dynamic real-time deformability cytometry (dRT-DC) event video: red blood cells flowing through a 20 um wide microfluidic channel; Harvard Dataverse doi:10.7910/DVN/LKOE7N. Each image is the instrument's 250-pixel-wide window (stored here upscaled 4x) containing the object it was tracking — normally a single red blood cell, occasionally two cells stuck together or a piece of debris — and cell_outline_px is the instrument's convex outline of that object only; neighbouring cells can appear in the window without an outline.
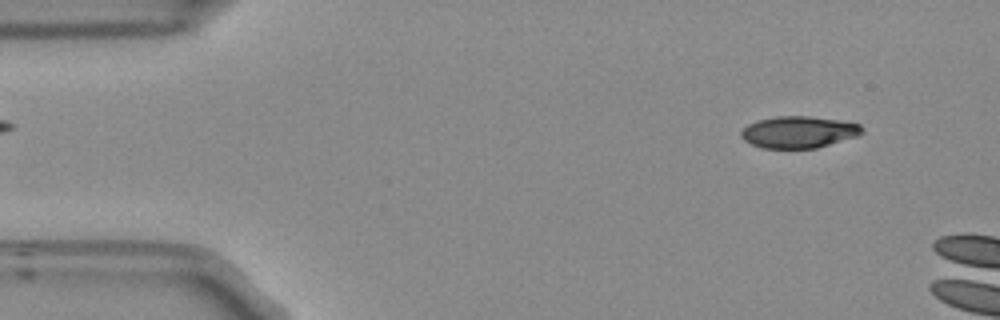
{"species": "Egyptian fruit bat (a non-hibernating species)", "species_latin": "Rousettus aegyptiacus", "temperature_condition": "room temperature", "stored_images_in_passage": 48, "camera_frame_rate_fps": 3000, "um_per_image_px": 0.085, "frame": {"image": 1, "passage_image": 4, "time_ms": 1.0, "image_size_px": [1000, 320], "cell_outline_px": [[864, 132], [856, 136], [816, 148], [764, 148], [752, 144], [744, 140], [740, 136], [740, 132], [748, 124], [756, 120], [776, 116], [808, 116], [836, 120], [860, 124], [864, 128]], "centroid_in_image_um": [67.86, 11.22], "position_along_channel_um": 17.1, "area_um2": 22.25}}
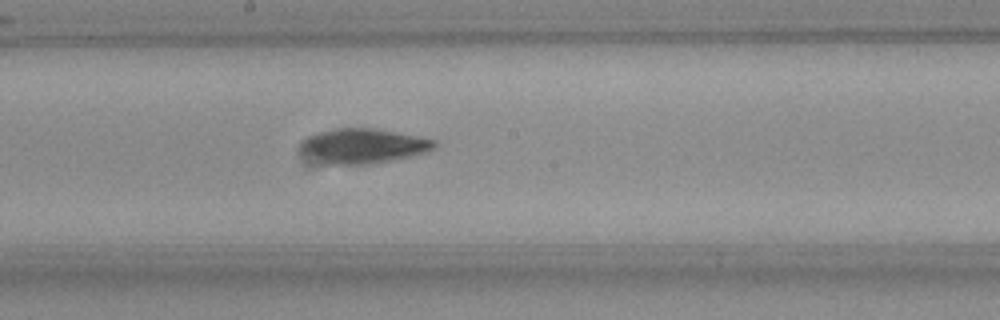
{"frame": {"image": 2, "passage_image": 27, "time_ms": 8.667, "image_size_px": [1000, 320], "cell_outline_px": [[436, 144], [432, 148], [424, 152], [408, 156], [388, 160], [364, 164], [328, 164], [304, 148], [304, 140], [308, 136], [316, 132], [332, 128], [372, 128], [416, 136], [436, 140]], "centroid_in_image_um": [30.94, 12.36], "position_along_channel_um": 217.3, "area_um2": 25.66}}
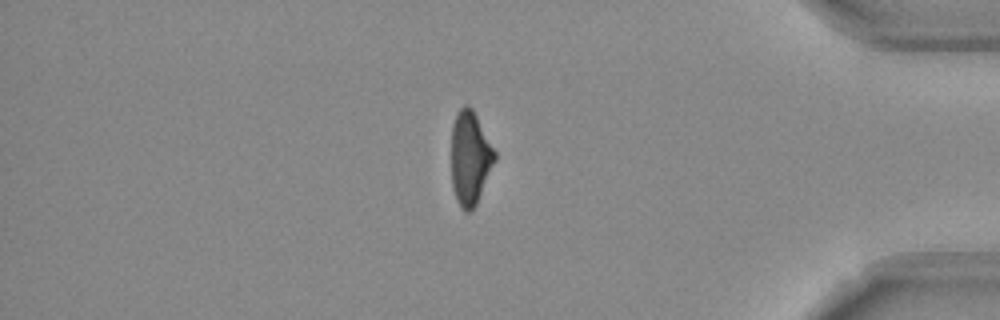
{"frame": {"image": 3, "passage_image": 44, "time_ms": 14.333, "image_size_px": [1000, 320], "cell_outline_px": [[496, 160], [476, 204], [472, 212], [464, 212], [460, 208], [456, 200], [452, 188], [452, 124], [456, 112], [464, 104], [468, 104], [472, 108], [496, 152]], "centroid_in_image_um": [39.95, 13.44], "position_along_channel_um": 395.3, "area_um2": 23.87}, "authors_computed_cell_mechanics": {"area_um2": 24.6517, "velocity_mm_per_s": 3.7516, "shape_relaxation_time_tau1_ms": 9.6516, "shape_relaxation_time_tau2_ms": 2.6371, "deformation_change_tau1": 0.238, "deformation_change_tau2": 0.0881}}